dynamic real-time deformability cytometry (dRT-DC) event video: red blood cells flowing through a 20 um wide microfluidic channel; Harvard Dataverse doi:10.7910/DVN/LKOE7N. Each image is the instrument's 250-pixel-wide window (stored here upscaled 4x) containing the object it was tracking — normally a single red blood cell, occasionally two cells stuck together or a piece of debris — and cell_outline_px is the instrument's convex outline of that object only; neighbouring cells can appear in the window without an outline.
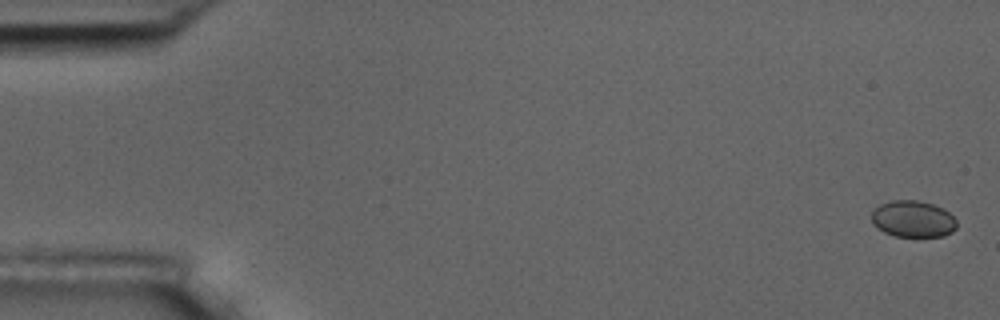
{"species": "common noctule bat (a hibernating species)", "species_latin": "Nyctalus noctula", "temperature_condition": "room temperature", "stored_images_in_passage": 7, "camera_frame_rate_fps": 3000, "um_per_image_px": 0.085, "animal": {"sex": "male", "body_mass_g": 17.5, "forearm_length_mm": 52.3}, "frame": {"image": 1, "passage_image": 1, "time_ms": 0.0, "image_size_px": [1000, 320], "cell_outline_px": [[956, 228], [952, 232], [944, 236], [896, 236], [884, 232], [872, 224], [872, 212], [880, 204], [892, 200], [916, 200], [932, 204], [944, 208], [956, 220]], "centroid_in_image_um": [77.6, 18.61], "position_along_channel_um": 7.4, "area_um2": 18.09}}
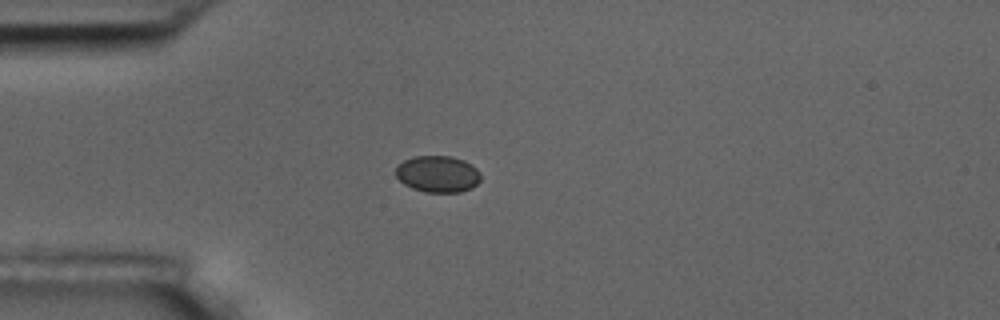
{"frame": {"image": 2, "passage_image": 5, "time_ms": 4.667, "image_size_px": [1000, 320], "cell_outline_px": [[480, 180], [472, 188], [460, 192], [424, 192], [412, 188], [404, 184], [396, 176], [396, 164], [412, 156], [452, 156], [464, 160], [472, 164], [480, 172]], "centroid_in_image_um": [37.2, 14.78], "position_along_channel_um": 47.8, "area_um2": 18.32}}